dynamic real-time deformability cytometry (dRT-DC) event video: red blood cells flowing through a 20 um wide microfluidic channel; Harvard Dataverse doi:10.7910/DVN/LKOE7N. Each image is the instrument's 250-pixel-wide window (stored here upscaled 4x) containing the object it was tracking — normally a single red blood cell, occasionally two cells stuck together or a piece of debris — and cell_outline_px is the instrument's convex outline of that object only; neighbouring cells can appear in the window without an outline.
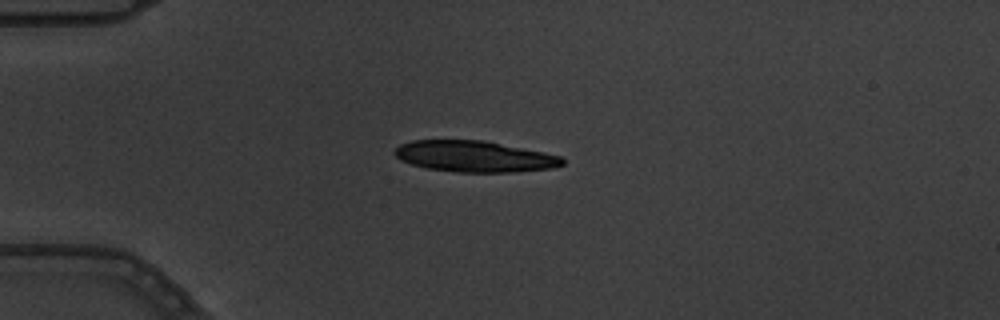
{"species": "common noctule bat (a hibernating species)", "species_latin": "Nyctalus noctula", "temperature_condition": "warm", "stored_images_in_passage": 3, "camera_frame_rate_fps": 3000, "um_per_image_px": 0.085, "animal": {"sex": "male", "body_mass_g": 19.5, "forearm_length_mm": 54.6}, "frame": {"image": 1, "passage_image": 1, "time_ms": 0.0, "image_size_px": [1000, 320], "cell_outline_px": [[564, 164], [552, 168], [516, 172], [456, 172], [428, 168], [412, 164], [400, 160], [392, 152], [400, 144], [412, 140], [484, 140], [544, 152], [560, 156], [564, 160]], "centroid_in_image_um": [40.32, 13.29], "position_along_channel_um": 44.7, "area_um2": 30.46}}